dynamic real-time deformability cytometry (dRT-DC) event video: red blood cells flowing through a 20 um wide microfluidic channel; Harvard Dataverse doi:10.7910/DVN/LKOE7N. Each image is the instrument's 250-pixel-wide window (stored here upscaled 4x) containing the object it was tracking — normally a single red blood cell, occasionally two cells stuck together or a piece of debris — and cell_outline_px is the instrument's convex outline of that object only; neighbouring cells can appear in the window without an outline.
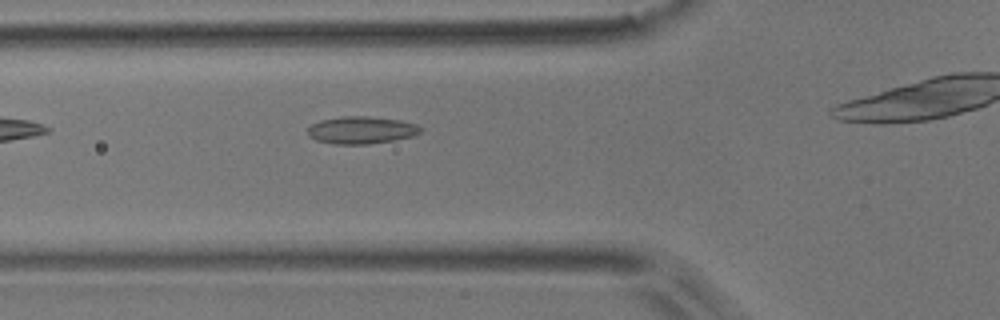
{"species": "common noctule bat (a hibernating species)", "species_latin": "Nyctalus noctula", "temperature_condition": "room temperature", "stored_images_in_passage": 5, "camera_frame_rate_fps": 3000, "um_per_image_px": 0.085, "animal": {"sex": "male", "body_mass_g": 17.9}, "frame": {"image": 1, "passage_image": 4, "time_ms": 3.333, "image_size_px": [1000, 320], "cell_outline_px": [[424, 128], [420, 132], [412, 136], [396, 140], [368, 144], [336, 144], [316, 140], [308, 136], [308, 128], [312, 124], [320, 120], [340, 116], [368, 116], [400, 120], [416, 124]], "centroid_in_image_um": [30.72, 11.05], "position_along_channel_um": 95.1, "area_um2": 18.09}}